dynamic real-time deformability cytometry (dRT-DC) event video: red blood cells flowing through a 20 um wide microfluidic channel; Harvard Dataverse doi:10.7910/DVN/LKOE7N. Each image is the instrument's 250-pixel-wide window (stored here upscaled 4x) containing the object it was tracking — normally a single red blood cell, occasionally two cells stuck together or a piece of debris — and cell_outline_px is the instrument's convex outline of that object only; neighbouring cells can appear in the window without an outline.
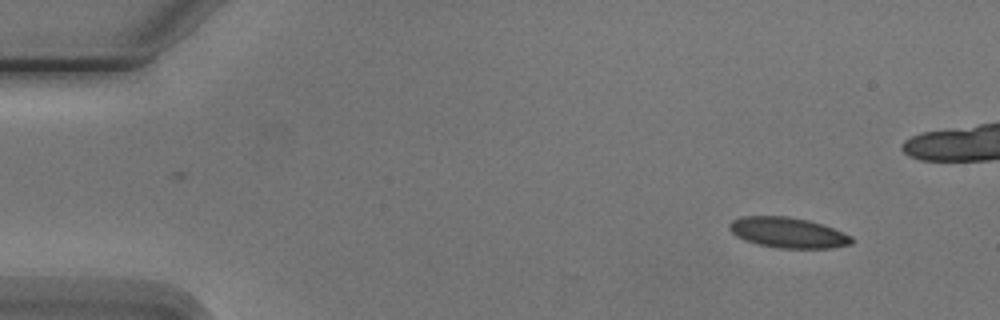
{"species": "Egyptian fruit bat (a non-hibernating species)", "species_latin": "Rousettus aegyptiacus", "temperature_condition": "cold", "stored_images_in_passage": 5, "camera_frame_rate_fps": 3000, "um_per_image_px": 0.085, "animal": {"sex": "male"}, "frame": {"image": 1, "passage_image": 1, "time_ms": 0.0, "image_size_px": [1000, 320], "cell_outline_px": [[852, 244], [832, 248], [776, 248], [744, 240], [736, 236], [728, 228], [728, 224], [732, 220], [740, 216], [788, 216], [808, 220], [844, 232], [852, 236]], "centroid_in_image_um": [66.95, 19.77], "position_along_channel_um": 18.0, "area_um2": 21.73}}